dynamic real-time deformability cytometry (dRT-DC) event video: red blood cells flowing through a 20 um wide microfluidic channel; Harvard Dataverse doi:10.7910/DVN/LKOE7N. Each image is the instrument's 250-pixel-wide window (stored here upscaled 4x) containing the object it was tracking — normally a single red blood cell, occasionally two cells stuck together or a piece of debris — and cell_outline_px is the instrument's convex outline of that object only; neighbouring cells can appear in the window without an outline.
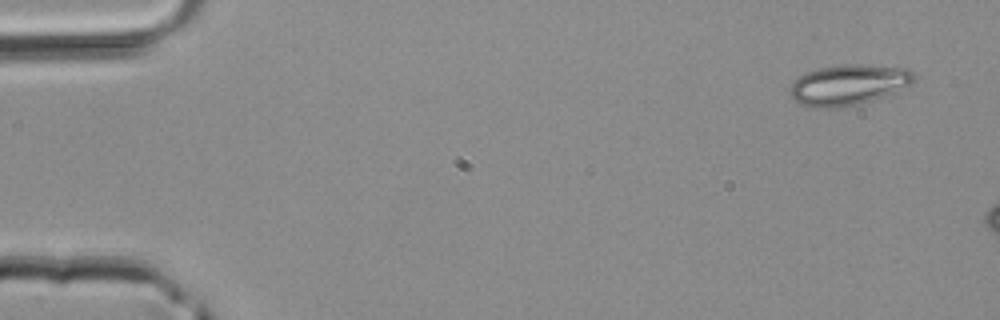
{"species": "common noctule bat (a hibernating species)", "species_latin": "Nyctalus noctula", "temperature_condition": "room temperature", "stored_images_in_passage": 3, "camera_frame_rate_fps": 3000, "um_per_image_px": 0.085, "animal": {"sex": "male", "body_mass_g": 20.4}, "frame": {"image": 1, "passage_image": 1, "time_ms": 0.0, "image_size_px": [1000, 320], "cell_outline_px": [[912, 80], [908, 84], [884, 96], [872, 100], [856, 104], [836, 108], [812, 108], [800, 104], [792, 100], [788, 92], [792, 80], [804, 72], [820, 68], [840, 64], [860, 64], [908, 68], [912, 72]], "centroid_in_image_um": [71.98, 7.21], "position_along_channel_um": 13.0, "area_um2": 29.3}}